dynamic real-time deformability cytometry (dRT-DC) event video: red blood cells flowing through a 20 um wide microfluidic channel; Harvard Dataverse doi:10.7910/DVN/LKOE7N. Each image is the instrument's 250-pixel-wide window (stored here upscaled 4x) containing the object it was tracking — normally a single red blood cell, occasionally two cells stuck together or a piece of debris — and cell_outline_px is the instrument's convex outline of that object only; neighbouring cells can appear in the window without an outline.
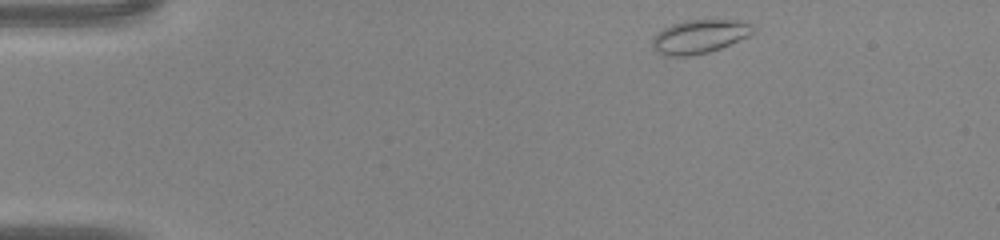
{"species": "common noctule bat (a hibernating species)", "species_latin": "Nyctalus noctula", "temperature_condition": "warm", "stored_images_in_passage": 39, "camera_frame_rate_fps": 3000, "um_per_image_px": 0.085, "animal": {"sex": "male", "body_mass_g": 20.0, "forearm_length_mm": 53.3}, "frame": {"image": 1, "passage_image": 1, "time_ms": 0.0, "image_size_px": [1000, 240], "cell_outline_px": [[756, 32], [748, 36], [720, 48], [708, 52], [688, 56], [664, 56], [652, 48], [652, 40], [664, 28], [672, 24], [688, 20], [736, 20], [752, 24], [756, 28]], "centroid_in_image_um": [59.48, 3.11], "position_along_channel_um": 25.5, "area_um2": 19.59}}
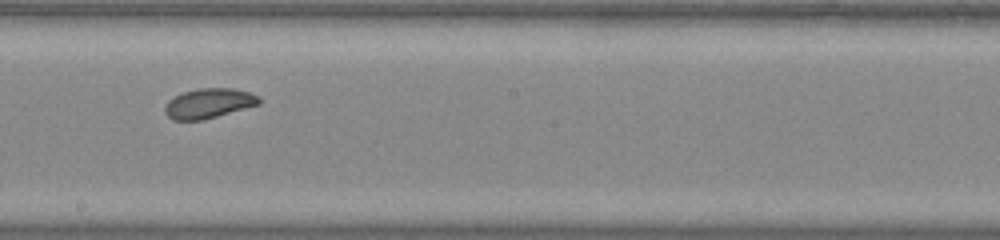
{"frame": {"image": 2, "passage_image": 20, "time_ms": 6.333, "image_size_px": [1000, 240], "cell_outline_px": [[260, 104], [216, 116], [200, 120], [172, 120], [164, 112], [164, 108], [168, 100], [184, 92], [200, 88], [232, 88], [248, 92], [256, 96], [260, 100]], "centroid_in_image_um": [17.71, 8.78], "position_along_channel_um": 230.5, "area_um2": 16.07}}
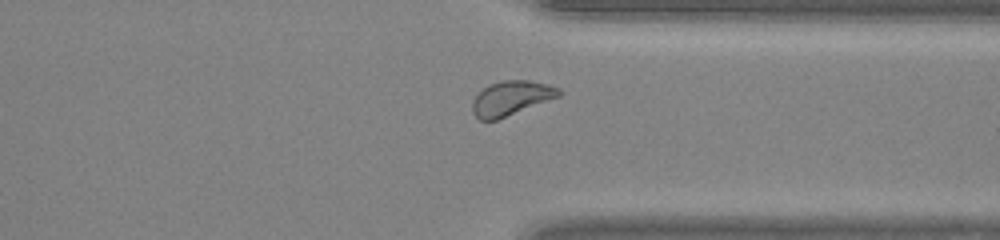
{"frame": {"image": 3, "passage_image": 29, "time_ms": 9.333, "image_size_px": [1000, 240], "cell_outline_px": [[560, 96], [496, 120], [480, 120], [472, 112], [472, 100], [488, 84], [504, 80], [528, 80], [548, 84], [560, 88]], "centroid_in_image_um": [43.44, 8.33], "position_along_channel_um": 368.0, "area_um2": 17.22}}